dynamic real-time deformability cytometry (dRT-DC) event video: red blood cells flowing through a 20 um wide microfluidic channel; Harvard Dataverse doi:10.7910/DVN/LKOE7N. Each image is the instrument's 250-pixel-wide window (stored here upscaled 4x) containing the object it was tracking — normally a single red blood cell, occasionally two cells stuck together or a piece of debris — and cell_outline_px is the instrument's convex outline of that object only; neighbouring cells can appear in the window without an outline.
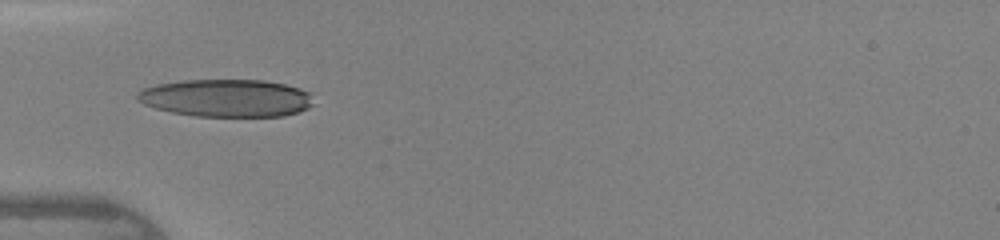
{"species": "human", "species_latin": "Homo sapiens", "temperature_condition": "warm", "stored_images_in_passage": 18, "camera_frame_rate_fps": 3000, "um_per_image_px": 0.085, "donor": {"sex": "female"}, "frame": {"image": 1, "passage_image": 1, "time_ms": 0.0, "image_size_px": [1000, 240], "cell_outline_px": [[316, 104], [300, 112], [284, 116], [196, 116], [172, 112], [156, 108], [144, 104], [136, 100], [136, 92], [144, 88], [156, 84], [180, 80], [264, 80], [284, 84], [300, 88], [312, 92]], "centroid_in_image_um": [19.29, 8.33], "position_along_channel_um": 65.7, "area_um2": 39.13}}
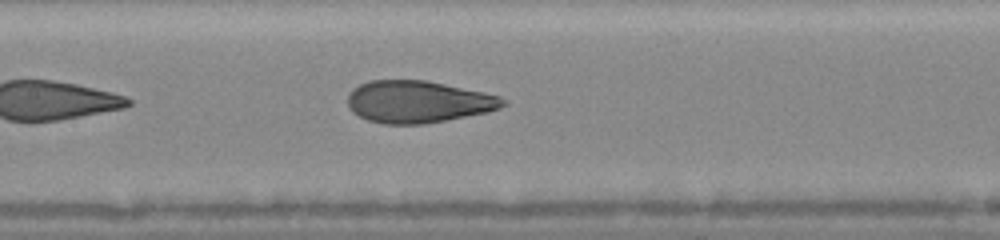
{"frame": {"image": 2, "passage_image": 8, "time_ms": 2.333, "image_size_px": [1000, 240], "cell_outline_px": [[508, 104], [500, 108], [488, 112], [424, 124], [384, 124], [368, 120], [352, 112], [348, 108], [348, 92], [352, 88], [368, 80], [428, 80], [484, 92], [500, 96], [508, 100]], "centroid_in_image_um": [35.55, 8.64], "position_along_channel_um": 171.9, "area_um2": 38.44}}
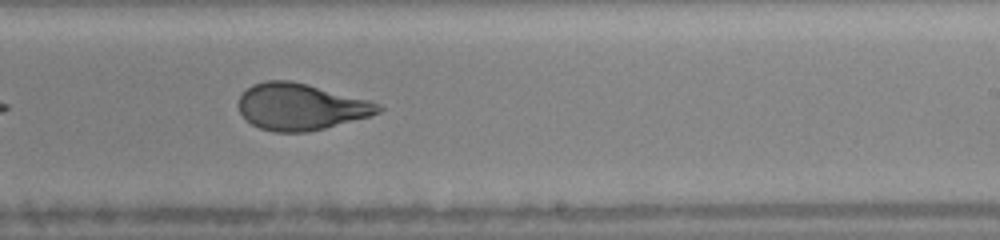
{"frame": {"image": 3, "passage_image": 14, "time_ms": 4.333, "image_size_px": [1000, 240], "cell_outline_px": [[384, 108], [380, 112], [368, 116], [324, 128], [308, 132], [272, 132], [260, 128], [252, 124], [240, 112], [236, 104], [240, 96], [252, 84], [268, 80], [288, 80], [368, 100], [380, 104]], "centroid_in_image_um": [25.51, 9.08], "position_along_channel_um": 263.5, "area_um2": 37.45}}